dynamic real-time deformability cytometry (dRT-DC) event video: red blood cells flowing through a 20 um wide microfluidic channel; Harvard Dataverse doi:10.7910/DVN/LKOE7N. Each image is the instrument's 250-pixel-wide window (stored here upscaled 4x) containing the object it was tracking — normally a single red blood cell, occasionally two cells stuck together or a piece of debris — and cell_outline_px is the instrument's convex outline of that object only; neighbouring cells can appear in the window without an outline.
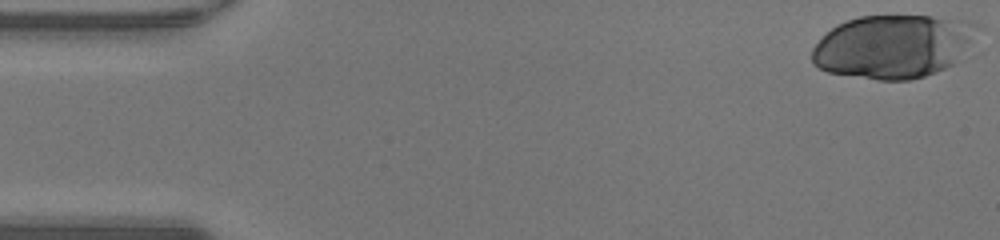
{"species": "human", "species_latin": "Homo sapiens", "temperature_condition": "warm", "stored_images_in_passage": 47, "camera_frame_rate_fps": 3000, "um_per_image_px": 0.085, "donor": {"sex": "male"}, "frame": {"image": 1, "passage_image": 1, "time_ms": 0.0, "image_size_px": [1000, 240], "cell_outline_px": [[980, 28], [952, 64], [936, 72], [924, 76], [908, 80], [880, 80], [828, 72], [820, 68], [812, 60], [812, 48], [836, 24], [860, 16], [932, 16], [968, 20], [976, 24]], "centroid_in_image_um": [75.9, 3.93], "position_along_channel_um": 9.1, "area_um2": 60.34}}
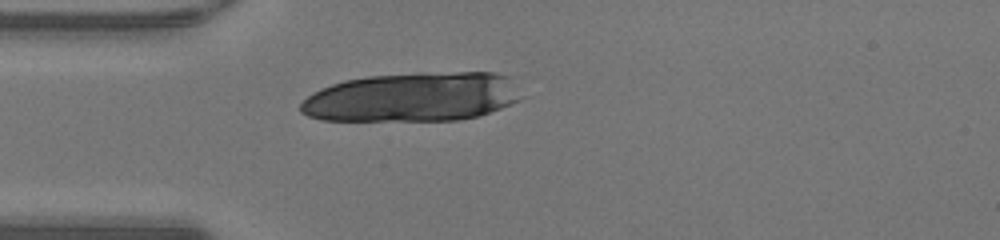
{"frame": {"image": 2, "passage_image": 13, "time_ms": 4.0, "image_size_px": [1000, 240], "cell_outline_px": [[528, 96], [520, 100], [480, 116], [460, 120], [320, 120], [308, 116], [300, 112], [300, 104], [312, 92], [320, 88], [344, 80], [368, 76], [416, 72], [496, 72], [508, 76]], "centroid_in_image_um": [35.13, 8.23], "position_along_channel_um": 49.9, "area_um2": 64.22}}